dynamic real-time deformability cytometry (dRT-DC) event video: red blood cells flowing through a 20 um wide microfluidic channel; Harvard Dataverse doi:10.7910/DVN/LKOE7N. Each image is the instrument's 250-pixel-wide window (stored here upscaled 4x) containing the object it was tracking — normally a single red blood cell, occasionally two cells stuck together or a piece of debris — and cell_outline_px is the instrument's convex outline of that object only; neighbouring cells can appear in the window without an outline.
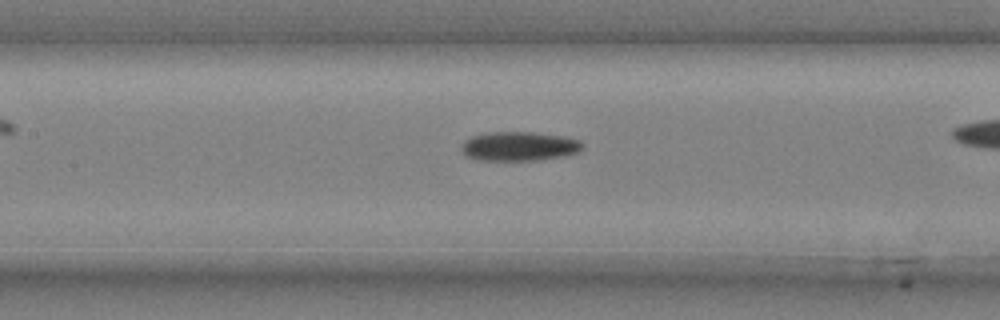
{"species": "common noctule bat (a hibernating species)", "species_latin": "Nyctalus noctula", "temperature_condition": "cold", "stored_images_in_passage": 32, "camera_frame_rate_fps": 3000, "um_per_image_px": 0.085, "animal": {"sex": "male", "body_mass_g": 20.4}, "frame": {"image": 1, "passage_image": 14, "time_ms": 4.333, "image_size_px": [1000, 320], "cell_outline_px": [[584, 148], [576, 152], [564, 156], [540, 160], [476, 160], [464, 156], [460, 152], [460, 148], [464, 140], [472, 136], [488, 132], [532, 132], [564, 136], [580, 140], [584, 144]], "centroid_in_image_um": [44.09, 12.43], "position_along_channel_um": 163.3, "area_um2": 20.92}}